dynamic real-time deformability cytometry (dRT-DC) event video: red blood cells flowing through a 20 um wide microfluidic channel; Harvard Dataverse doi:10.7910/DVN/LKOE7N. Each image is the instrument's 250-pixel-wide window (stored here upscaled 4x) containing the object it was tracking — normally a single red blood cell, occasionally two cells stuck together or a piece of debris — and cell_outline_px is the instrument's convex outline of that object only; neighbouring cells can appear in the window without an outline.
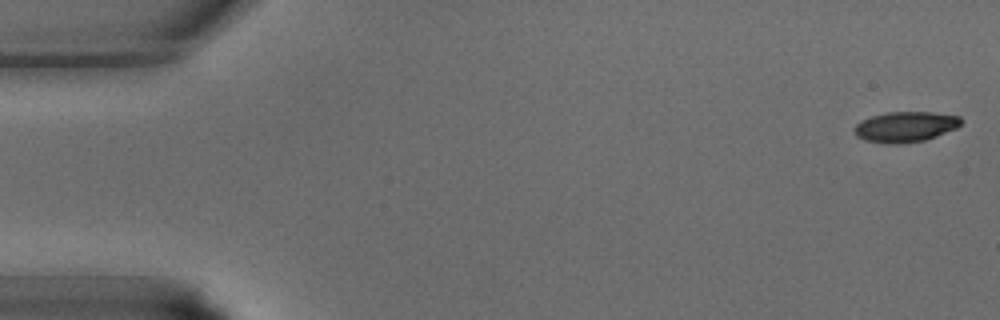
{"species": "common noctule bat (a hibernating species)", "species_latin": "Nyctalus noctula", "temperature_condition": "warm", "stored_images_in_passage": 10, "camera_frame_rate_fps": 3000, "um_per_image_px": 0.085, "animal": {"sex": "male", "body_mass_g": 15.6}, "frame": {"image": 1, "passage_image": 1, "time_ms": 0.0, "image_size_px": [1000, 320], "cell_outline_px": [[964, 120], [956, 128], [936, 136], [924, 140], [900, 144], [888, 144], [864, 140], [856, 136], [852, 128], [860, 120], [872, 116], [888, 112], [932, 112], [960, 116]], "centroid_in_image_um": [76.93, 10.78], "position_along_channel_um": 8.1, "area_um2": 19.07}}
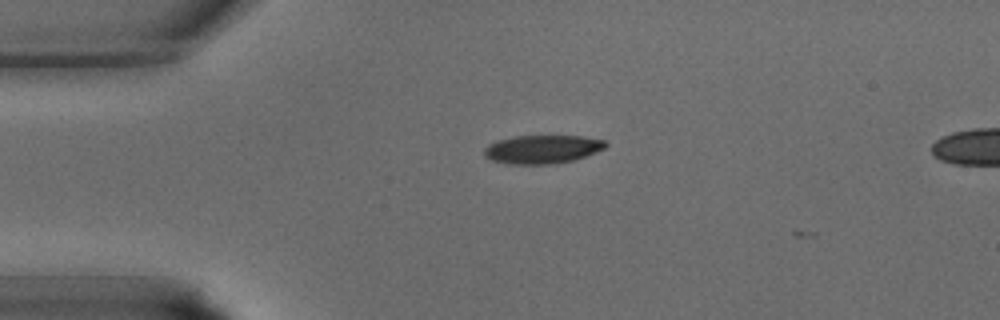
{"frame": {"image": 2, "passage_image": 9, "time_ms": 2.667, "image_size_px": [1000, 320], "cell_outline_px": [[608, 144], [604, 148], [596, 152], [572, 160], [556, 164], [512, 164], [492, 160], [484, 156], [484, 148], [488, 144], [500, 140], [516, 136], [580, 136], [604, 140]], "centroid_in_image_um": [46.09, 12.69], "position_along_channel_um": 38.9, "area_um2": 19.94}}